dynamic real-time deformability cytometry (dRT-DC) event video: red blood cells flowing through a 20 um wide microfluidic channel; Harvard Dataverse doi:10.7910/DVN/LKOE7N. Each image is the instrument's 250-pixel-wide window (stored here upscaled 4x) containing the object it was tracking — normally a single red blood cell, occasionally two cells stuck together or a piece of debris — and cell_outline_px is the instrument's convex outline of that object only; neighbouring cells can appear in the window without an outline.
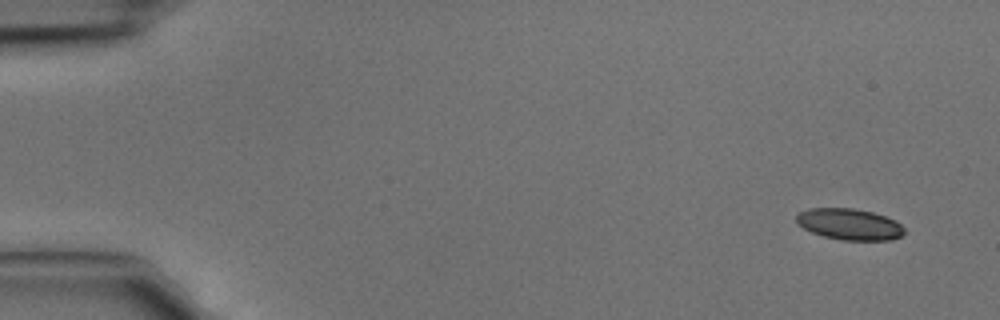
{"species": "common noctule bat (a hibernating species)", "species_latin": "Nyctalus noctula", "temperature_condition": "cold", "stored_images_in_passage": 4, "camera_frame_rate_fps": 3000, "um_per_image_px": 0.085, "animal": {"sex": "male", "body_mass_g": 15.6}, "frame": {"image": 1, "passage_image": 1, "time_ms": 0.0, "image_size_px": [1000, 320], "cell_outline_px": [[904, 232], [900, 236], [892, 240], [844, 240], [824, 236], [812, 232], [804, 228], [796, 220], [796, 216], [800, 212], [808, 208], [852, 208], [872, 212], [896, 220], [904, 228]], "centroid_in_image_um": [72.22, 19.05], "position_along_channel_um": 12.8, "area_um2": 19.48}}